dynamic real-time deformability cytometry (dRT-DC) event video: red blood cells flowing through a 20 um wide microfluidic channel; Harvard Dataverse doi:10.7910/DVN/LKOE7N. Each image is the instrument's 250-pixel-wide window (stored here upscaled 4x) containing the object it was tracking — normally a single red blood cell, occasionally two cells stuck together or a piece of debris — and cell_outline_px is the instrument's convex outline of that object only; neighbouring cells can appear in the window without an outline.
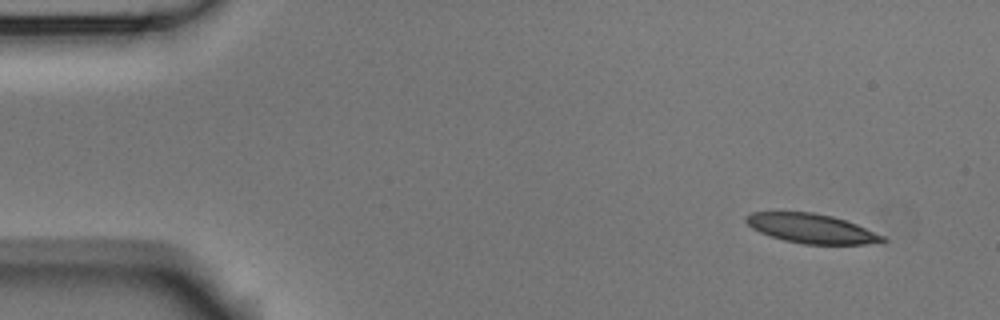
{"species": "Egyptian fruit bat (a non-hibernating species)", "species_latin": "Rousettus aegyptiacus", "temperature_condition": "room temperature", "stored_images_in_passage": 4, "camera_frame_rate_fps": 3000, "um_per_image_px": 0.085, "animal": {"sex": "male"}, "frame": {"image": 1, "passage_image": 1, "time_ms": 0.0, "image_size_px": [1000, 320], "cell_outline_px": [[888, 240], [864, 244], [804, 244], [784, 240], [768, 236], [752, 228], [744, 220], [744, 216], [752, 212], [812, 212], [832, 216], [856, 224], [884, 236]], "centroid_in_image_um": [68.92, 19.42], "position_along_channel_um": 16.1, "area_um2": 23.24}}